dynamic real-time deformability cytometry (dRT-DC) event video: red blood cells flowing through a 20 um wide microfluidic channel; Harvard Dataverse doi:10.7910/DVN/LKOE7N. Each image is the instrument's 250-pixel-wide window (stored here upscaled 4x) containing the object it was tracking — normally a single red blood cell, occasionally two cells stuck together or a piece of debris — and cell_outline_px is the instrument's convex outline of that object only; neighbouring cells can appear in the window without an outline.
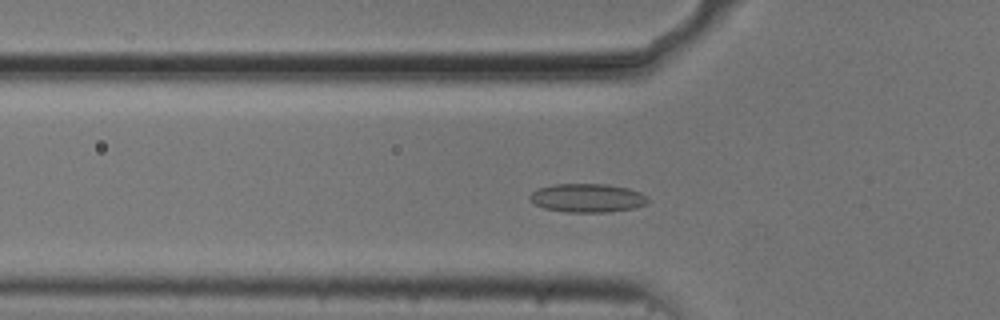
{"species": "common noctule bat (a hibernating species)", "species_latin": "Nyctalus noctula", "temperature_condition": "cold", "stored_images_in_passage": 38, "camera_frame_rate_fps": 3000, "um_per_image_px": 0.085, "animal": {"sex": "male", "body_mass_g": 20.5, "forearm_length_mm": 52.5}, "frame": {"image": 1, "passage_image": 12, "time_ms": 3.667, "image_size_px": [1000, 320], "cell_outline_px": [[648, 204], [632, 208], [608, 212], [568, 212], [544, 208], [536, 204], [528, 196], [532, 192], [540, 188], [552, 184], [604, 184], [628, 188], [640, 192], [648, 196]], "centroid_in_image_um": [49.95, 16.82], "position_along_channel_um": 75.8, "area_um2": 19.59}}
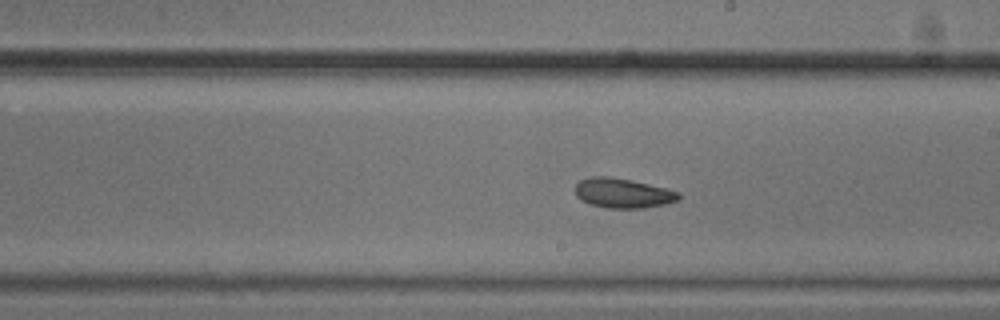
{"frame": {"image": 2, "passage_image": 25, "time_ms": 8.0, "image_size_px": [1000, 320], "cell_outline_px": [[680, 200], [664, 204], [644, 208], [608, 208], [588, 204], [580, 200], [576, 196], [576, 184], [580, 180], [592, 176], [608, 176], [648, 184], [680, 192]], "centroid_in_image_um": [52.92, 16.43], "position_along_channel_um": 236.1, "area_um2": 17.86}}
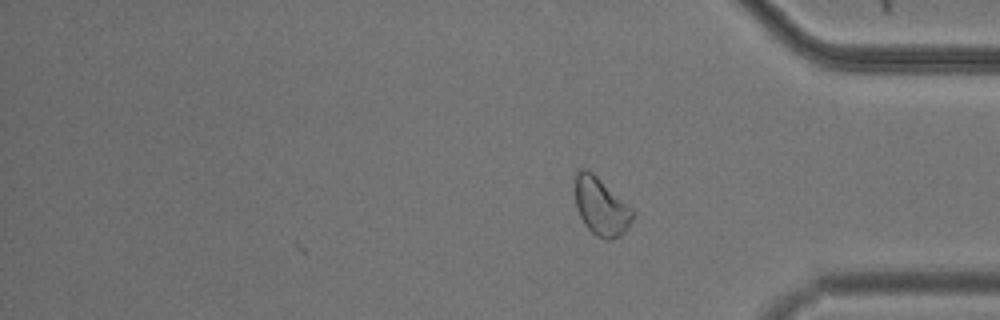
{"frame": {"image": 3, "passage_image": 38, "time_ms": 12.333, "image_size_px": [1000, 320], "cell_outline_px": [[636, 216], [624, 232], [620, 236], [608, 240], [604, 240], [596, 236], [584, 224], [576, 208], [576, 172], [580, 168], [584, 168], [592, 172], [632, 208], [636, 212]], "centroid_in_image_um": [51.11, 17.58], "position_along_channel_um": 384.1, "area_um2": 19.36}, "authors_computed_cell_mechanics": {"area_um2": 17.8602, "velocity_mm_per_s": 3.6753, "shape_relaxation_time_tau1_ms": 5.4754, "shape_relaxation_time_tau2_ms": 4.4982, "deformation_change_tau1": 0.097, "deformation_change_tau2": 0.0999}}